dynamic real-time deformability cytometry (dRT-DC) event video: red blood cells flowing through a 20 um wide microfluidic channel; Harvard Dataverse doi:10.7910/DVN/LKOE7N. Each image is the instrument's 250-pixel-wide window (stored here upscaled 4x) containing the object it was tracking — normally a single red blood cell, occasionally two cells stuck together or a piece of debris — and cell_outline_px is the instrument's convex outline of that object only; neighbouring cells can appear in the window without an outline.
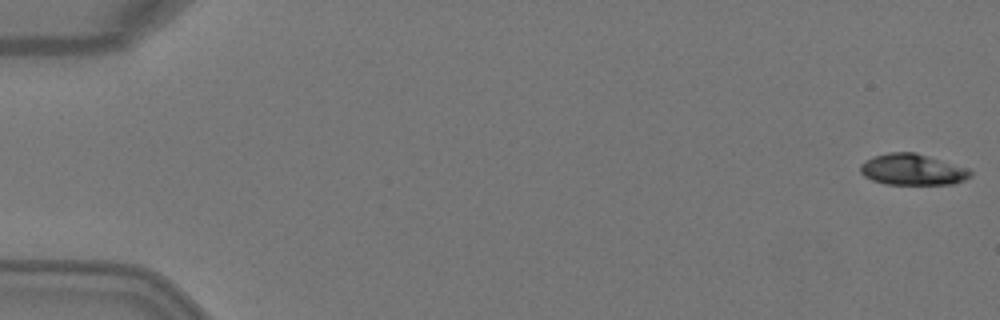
{"species": "Egyptian fruit bat (a non-hibernating species)", "species_latin": "Rousettus aegyptiacus", "temperature_condition": "warm", "stored_images_in_passage": 5, "camera_frame_rate_fps": 3000, "um_per_image_px": 0.085, "animal": {"sex": "female"}, "frame": {"image": 1, "passage_image": 1, "time_ms": 0.0, "image_size_px": [1000, 320], "cell_outline_px": [[972, 176], [964, 180], [952, 184], [884, 184], [872, 180], [864, 176], [860, 172], [860, 164], [872, 156], [888, 152], [916, 152], [968, 168], [972, 172]], "centroid_in_image_um": [77.55, 14.41], "position_along_channel_um": 7.5, "area_um2": 20.11}}
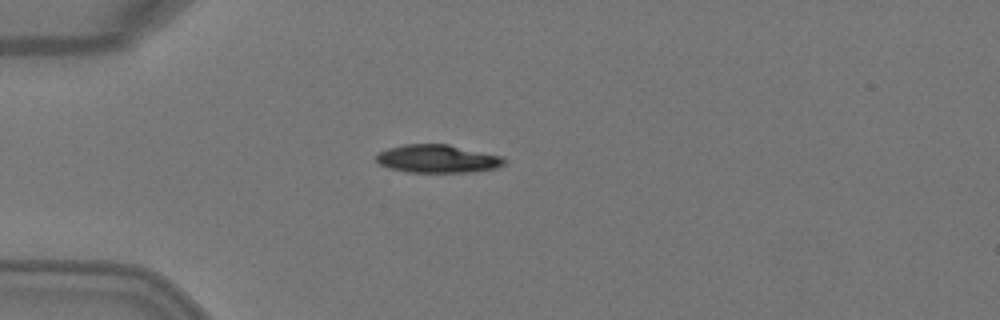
{"frame": {"image": 2, "passage_image": 5, "time_ms": 1.333, "image_size_px": [1000, 320], "cell_outline_px": [[504, 164], [496, 168], [468, 172], [408, 172], [388, 168], [380, 164], [376, 160], [376, 156], [380, 152], [388, 148], [404, 144], [448, 144], [504, 156]], "centroid_in_image_um": [37.19, 13.49], "position_along_channel_um": 47.8, "area_um2": 20.92}}